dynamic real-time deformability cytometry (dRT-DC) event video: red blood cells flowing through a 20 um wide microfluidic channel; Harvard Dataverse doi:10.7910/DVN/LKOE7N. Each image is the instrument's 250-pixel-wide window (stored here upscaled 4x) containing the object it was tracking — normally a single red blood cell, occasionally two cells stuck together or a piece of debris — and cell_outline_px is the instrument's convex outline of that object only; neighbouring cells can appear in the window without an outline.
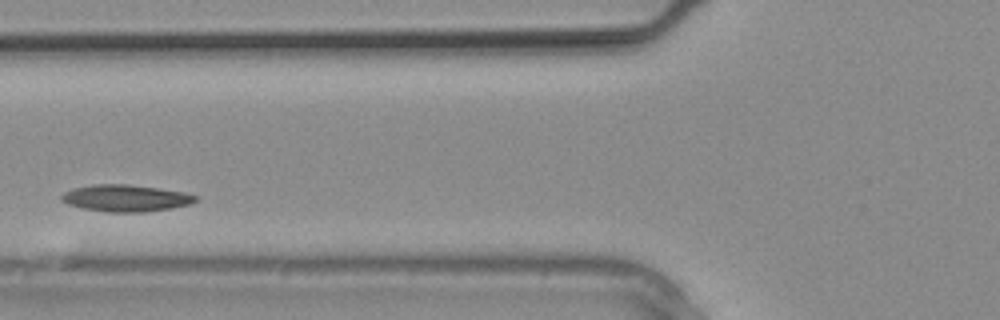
{"species": "common noctule bat (a hibernating species)", "species_latin": "Nyctalus noctula", "temperature_condition": "warm", "stored_images_in_passage": 6, "camera_frame_rate_fps": 3000, "um_per_image_px": 0.085, "animal": {"sex": "male", "body_mass_g": 20.4}, "frame": {"image": 1, "passage_image": 5, "time_ms": 1.333, "image_size_px": [1000, 320], "cell_outline_px": [[200, 196], [192, 204], [172, 208], [144, 212], [108, 212], [84, 208], [68, 204], [60, 200], [60, 196], [64, 192], [72, 188], [92, 184], [128, 184], [184, 192]], "centroid_in_image_um": [10.69, 16.84], "position_along_channel_um": 115.1, "area_um2": 21.04}}